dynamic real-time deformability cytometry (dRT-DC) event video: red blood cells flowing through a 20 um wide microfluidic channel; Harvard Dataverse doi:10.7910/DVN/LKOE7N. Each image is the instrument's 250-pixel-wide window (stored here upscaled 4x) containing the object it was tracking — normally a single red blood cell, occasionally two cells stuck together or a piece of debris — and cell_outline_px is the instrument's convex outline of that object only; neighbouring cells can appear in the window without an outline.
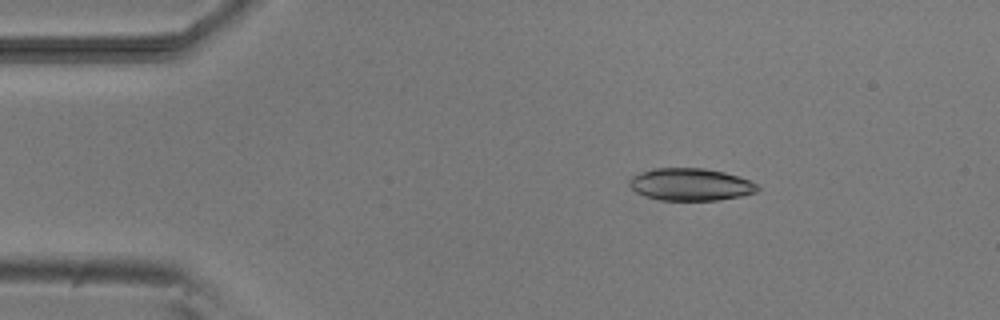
{"species": "common noctule bat (a hibernating species)", "species_latin": "Nyctalus noctula", "temperature_condition": "room temperature", "stored_images_in_passage": 3, "camera_frame_rate_fps": 3000, "um_per_image_px": 0.085, "animal": {"sex": "male", "body_mass_g": 20.5, "forearm_length_mm": 52.5}, "frame": {"image": 1, "passage_image": 2, "time_ms": 1.333, "image_size_px": [1000, 320], "cell_outline_px": [[760, 188], [756, 192], [740, 196], [716, 200], [660, 200], [644, 196], [636, 192], [628, 184], [628, 180], [632, 176], [656, 168], [704, 168], [724, 172], [748, 180], [756, 184]], "centroid_in_image_um": [58.67, 15.68], "position_along_channel_um": 26.3, "area_um2": 23.93}}